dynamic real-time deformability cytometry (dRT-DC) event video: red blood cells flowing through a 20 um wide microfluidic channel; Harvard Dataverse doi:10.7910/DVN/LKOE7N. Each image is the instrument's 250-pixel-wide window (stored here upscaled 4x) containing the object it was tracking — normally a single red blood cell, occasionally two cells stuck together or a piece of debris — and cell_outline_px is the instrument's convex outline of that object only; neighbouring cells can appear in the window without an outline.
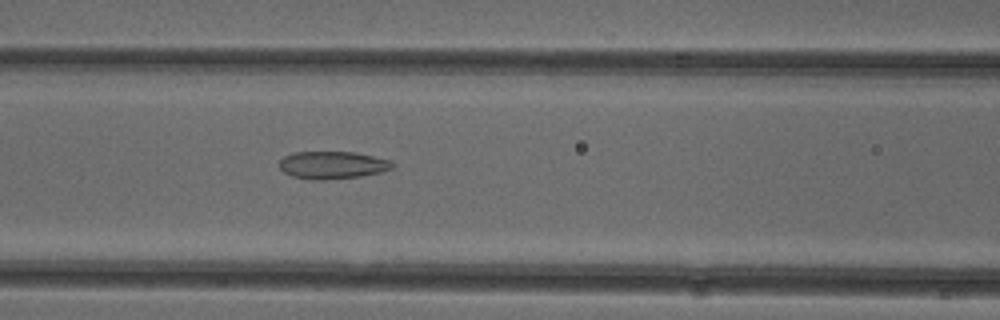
{"species": "common noctule bat (a hibernating species)", "species_latin": "Nyctalus noctula", "temperature_condition": "cold", "stored_images_in_passage": 52, "camera_frame_rate_fps": 3000, "um_per_image_px": 0.085, "animal": {"sex": "female"}, "frame": {"image": 1, "passage_image": 22, "time_ms": 7.0, "image_size_px": [1000, 320], "cell_outline_px": [[396, 164], [392, 168], [380, 172], [360, 176], [324, 180], [312, 180], [292, 176], [284, 172], [280, 168], [280, 160], [284, 156], [292, 152], [356, 152], [392, 160]], "centroid_in_image_um": [28.28, 14.02], "position_along_channel_um": 138.3, "area_um2": 18.26}}
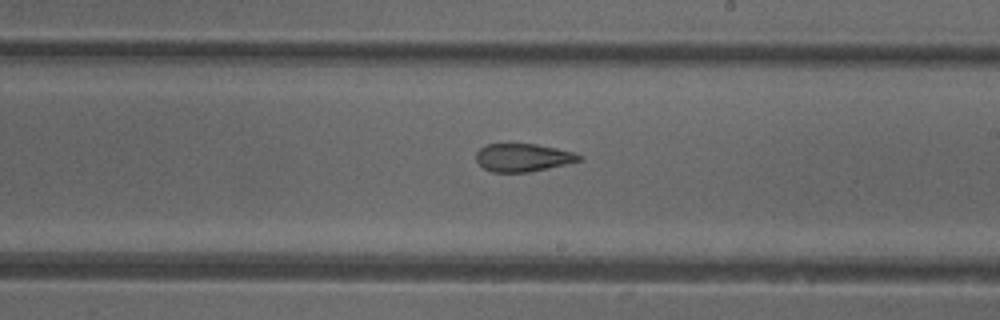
{"frame": {"image": 2, "passage_image": 30, "time_ms": 9.667, "image_size_px": [1000, 320], "cell_outline_px": [[584, 160], [528, 172], [492, 172], [484, 168], [476, 160], [476, 152], [480, 148], [488, 144], [536, 144], [576, 152], [584, 156]], "centroid_in_image_um": [44.5, 13.39], "position_along_channel_um": 244.5, "area_um2": 16.82}}
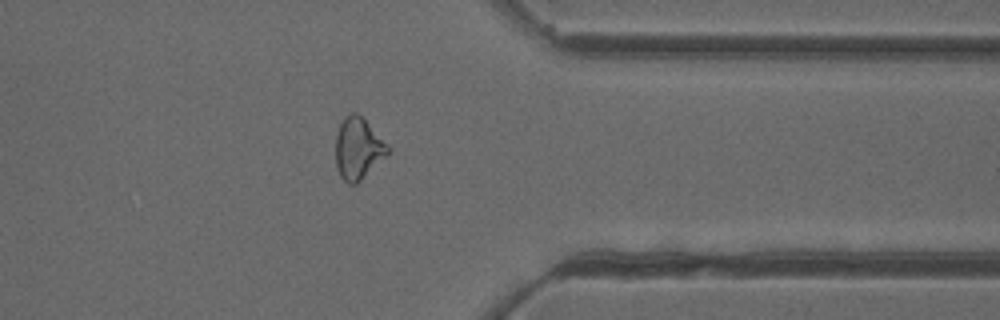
{"frame": {"image": 3, "passage_image": 41, "time_ms": 13.333, "image_size_px": [1000, 320], "cell_outline_px": [[392, 148], [388, 156], [356, 184], [348, 184], [340, 176], [336, 164], [336, 136], [340, 124], [344, 116], [352, 112], [356, 112]], "centroid_in_image_um": [30.46, 12.64], "position_along_channel_um": 380.9, "area_um2": 18.79}, "authors_computed_cell_mechanics": {"area_um2": 19.7965, "velocity_mm_per_s": 3.9822, "shape_relaxation_time_tau1_ms": null, "shape_relaxation_time_tau2_ms": 2.2618, "deformation_change_tau1": null, "deformation_change_tau2": 0.101}}